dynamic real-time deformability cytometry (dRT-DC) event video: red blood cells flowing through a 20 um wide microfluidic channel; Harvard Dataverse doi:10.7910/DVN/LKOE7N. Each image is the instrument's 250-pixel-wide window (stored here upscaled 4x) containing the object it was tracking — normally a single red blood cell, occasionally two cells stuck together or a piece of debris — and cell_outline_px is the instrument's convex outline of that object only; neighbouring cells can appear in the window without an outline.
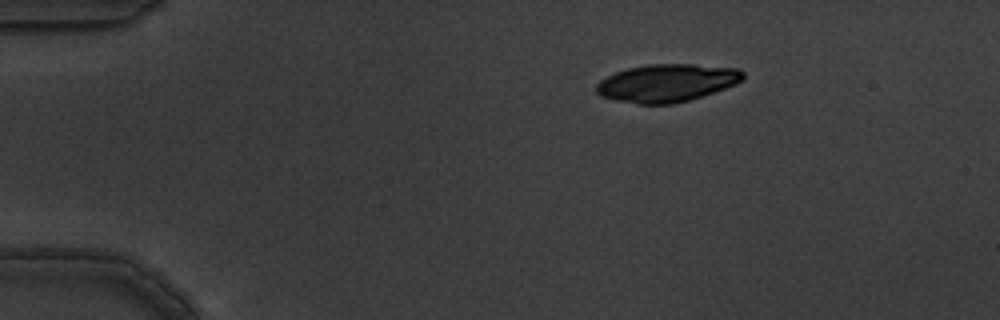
{"species": "common noctule bat (a hibernating species)", "species_latin": "Nyctalus noctula", "temperature_condition": "warm", "stored_images_in_passage": 4, "segment_of_instrument_passage": [1, 2], "camera_frame_rate_fps": 3000, "um_per_image_px": 0.085, "animal": {"sex": "male", "body_mass_g": 19.5, "forearm_length_mm": 54.6}, "frame": {"image": 1, "passage_image": 1, "time_ms": 0.0, "image_size_px": [1000, 320], "cell_outline_px": [[744, 80], [736, 84], [688, 100], [672, 104], [640, 104], [616, 100], [600, 96], [596, 92], [596, 84], [600, 80], [616, 72], [628, 68], [648, 64], [692, 64], [740, 68], [744, 72]], "centroid_in_image_um": [56.69, 7.04], "position_along_channel_um": 28.3, "area_um2": 32.19}}